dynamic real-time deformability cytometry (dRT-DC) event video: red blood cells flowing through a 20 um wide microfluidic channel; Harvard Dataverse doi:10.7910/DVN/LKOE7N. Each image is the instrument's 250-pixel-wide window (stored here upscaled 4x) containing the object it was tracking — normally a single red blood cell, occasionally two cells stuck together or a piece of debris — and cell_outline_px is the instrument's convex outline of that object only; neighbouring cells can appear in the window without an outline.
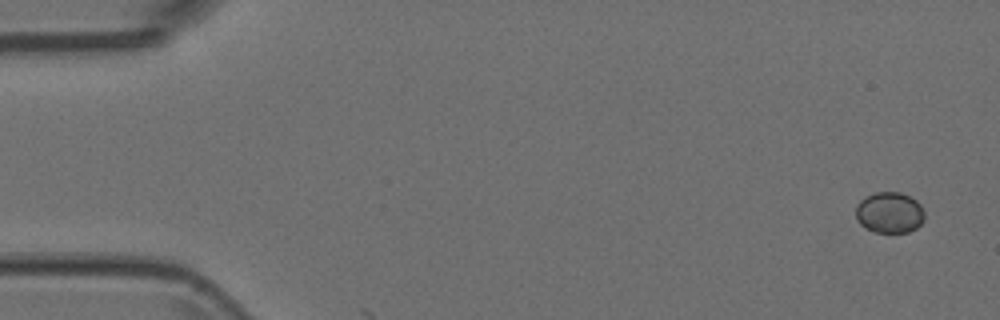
{"species": "Egyptian fruit bat (a non-hibernating species)", "species_latin": "Rousettus aegyptiacus", "temperature_condition": "room temperature", "stored_images_in_passage": 2, "camera_frame_rate_fps": 3000, "um_per_image_px": 0.085, "animal": {"sex": "female"}, "frame": {"image": 1, "passage_image": 1, "time_ms": 0.0, "image_size_px": [1000, 320], "cell_outline_px": [[924, 220], [916, 228], [908, 232], [876, 232], [864, 228], [856, 220], [856, 204], [864, 196], [876, 192], [900, 192], [916, 200], [920, 204], [924, 212]], "centroid_in_image_um": [75.58, 18.06], "position_along_channel_um": 9.4, "area_um2": 16.59}}